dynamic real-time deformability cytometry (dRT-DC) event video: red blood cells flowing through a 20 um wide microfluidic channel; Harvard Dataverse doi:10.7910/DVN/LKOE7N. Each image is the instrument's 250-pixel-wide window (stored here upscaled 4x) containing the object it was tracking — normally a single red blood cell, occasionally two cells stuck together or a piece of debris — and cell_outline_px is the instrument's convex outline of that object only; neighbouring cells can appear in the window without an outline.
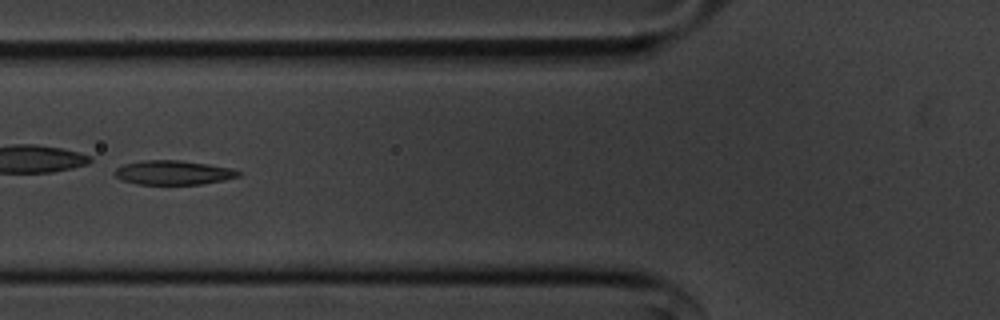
{"species": "common noctule bat (a hibernating species)", "species_latin": "Nyctalus noctula", "temperature_condition": "cold", "stored_images_in_passage": 49, "camera_frame_rate_fps": 3000, "um_per_image_px": 0.085, "animal": {"sex": "male", "body_mass_g": 20.1, "forearm_length_mm": 53.5}, "frame": {"image": 1, "passage_image": 18, "time_ms": 5.667, "image_size_px": [1000, 320], "cell_outline_px": [[244, 172], [240, 176], [224, 180], [200, 184], [136, 184], [120, 180], [112, 172], [116, 168], [124, 164], [144, 160], [180, 160], [208, 164], [232, 168]], "centroid_in_image_um": [14.73, 14.67], "position_along_channel_um": 111.1, "area_um2": 17.63}}
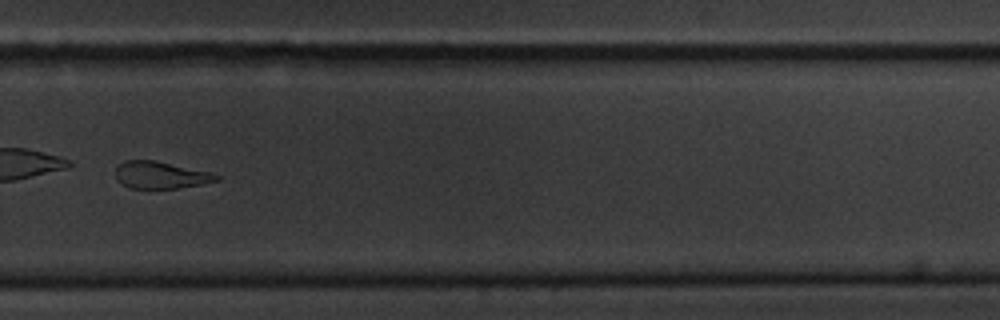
{"frame": {"image": 2, "passage_image": 35, "time_ms": 11.333, "image_size_px": [1000, 320], "cell_outline_px": [[220, 180], [200, 184], [176, 188], [128, 188], [116, 180], [116, 164], [124, 160], [156, 160], [212, 172], [220, 176]], "centroid_in_image_um": [13.63, 14.86], "position_along_channel_um": 316.2, "area_um2": 16.13}}
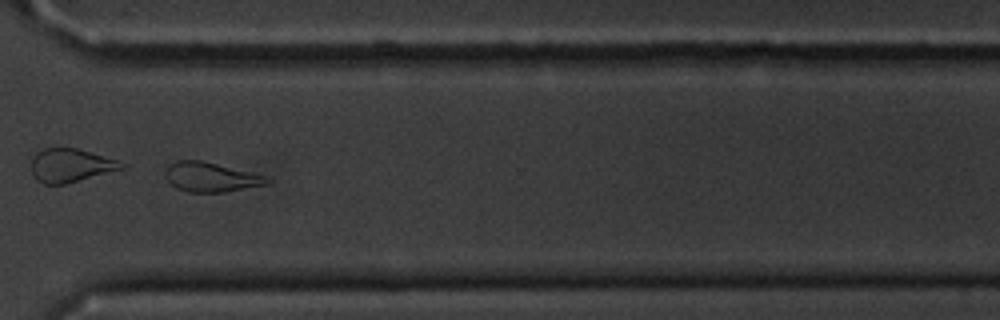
{"frame": {"image": 3, "passage_image": 38, "time_ms": 12.333, "image_size_px": [1000, 320], "cell_outline_px": [[272, 180], [264, 184], [224, 192], [188, 192], [176, 188], [168, 180], [164, 172], [168, 164], [176, 160], [200, 160], [272, 176]], "centroid_in_image_um": [17.94, 15.03], "position_along_channel_um": 352.7, "area_um2": 17.63}}